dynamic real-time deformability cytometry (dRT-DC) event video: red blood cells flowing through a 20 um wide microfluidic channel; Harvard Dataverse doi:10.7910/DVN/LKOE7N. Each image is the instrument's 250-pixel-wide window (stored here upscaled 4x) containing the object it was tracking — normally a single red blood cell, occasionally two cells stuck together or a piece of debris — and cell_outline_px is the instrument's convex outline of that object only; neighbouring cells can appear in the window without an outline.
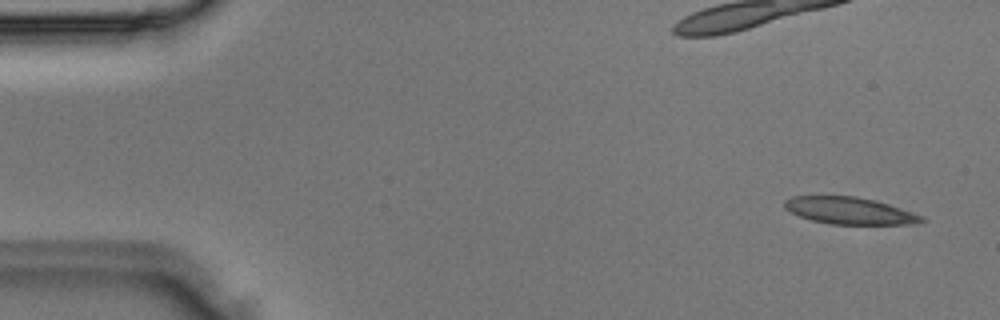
{"species": "Egyptian fruit bat (a non-hibernating species)", "species_latin": "Rousettus aegyptiacus", "temperature_condition": "room temperature", "stored_images_in_passage": 3, "camera_frame_rate_fps": 3000, "um_per_image_px": 0.085, "animal": {"sex": "male"}, "frame": {"image": 1, "passage_image": 1, "time_ms": 0.0, "image_size_px": [1000, 320], "cell_outline_px": [[928, 220], [908, 224], [832, 224], [812, 220], [800, 216], [784, 208], [784, 200], [792, 196], [856, 196], [876, 200], [924, 216]], "centroid_in_image_um": [72.22, 17.9], "position_along_channel_um": 12.8, "area_um2": 21.44}}